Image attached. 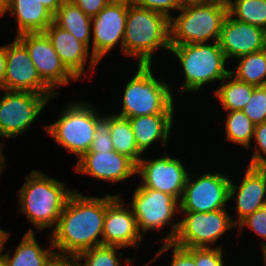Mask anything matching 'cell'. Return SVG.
<instances>
[{"instance_id": "1", "label": "cell", "mask_w": 266, "mask_h": 266, "mask_svg": "<svg viewBox=\"0 0 266 266\" xmlns=\"http://www.w3.org/2000/svg\"><path fill=\"white\" fill-rule=\"evenodd\" d=\"M105 211L106 195L89 197L75 190L49 234L54 249H58L56 255L76 257L85 250L103 245Z\"/></svg>"}, {"instance_id": "2", "label": "cell", "mask_w": 266, "mask_h": 266, "mask_svg": "<svg viewBox=\"0 0 266 266\" xmlns=\"http://www.w3.org/2000/svg\"><path fill=\"white\" fill-rule=\"evenodd\" d=\"M66 184L32 170L17 193L19 211L23 212L37 230L55 228L69 196L75 189Z\"/></svg>"}, {"instance_id": "3", "label": "cell", "mask_w": 266, "mask_h": 266, "mask_svg": "<svg viewBox=\"0 0 266 266\" xmlns=\"http://www.w3.org/2000/svg\"><path fill=\"white\" fill-rule=\"evenodd\" d=\"M170 19L131 2L125 25L123 53L138 58L137 65H152L153 53L170 51Z\"/></svg>"}, {"instance_id": "4", "label": "cell", "mask_w": 266, "mask_h": 266, "mask_svg": "<svg viewBox=\"0 0 266 266\" xmlns=\"http://www.w3.org/2000/svg\"><path fill=\"white\" fill-rule=\"evenodd\" d=\"M137 72L125 85L121 117L174 114V96L164 80L152 74V65H138Z\"/></svg>"}, {"instance_id": "5", "label": "cell", "mask_w": 266, "mask_h": 266, "mask_svg": "<svg viewBox=\"0 0 266 266\" xmlns=\"http://www.w3.org/2000/svg\"><path fill=\"white\" fill-rule=\"evenodd\" d=\"M170 53L179 60L185 75L178 93L200 92L203 85L216 80L221 82L230 73L218 42L171 45Z\"/></svg>"}, {"instance_id": "6", "label": "cell", "mask_w": 266, "mask_h": 266, "mask_svg": "<svg viewBox=\"0 0 266 266\" xmlns=\"http://www.w3.org/2000/svg\"><path fill=\"white\" fill-rule=\"evenodd\" d=\"M180 14L170 18V45L218 42L228 9L202 2H186Z\"/></svg>"}, {"instance_id": "7", "label": "cell", "mask_w": 266, "mask_h": 266, "mask_svg": "<svg viewBox=\"0 0 266 266\" xmlns=\"http://www.w3.org/2000/svg\"><path fill=\"white\" fill-rule=\"evenodd\" d=\"M64 108L55 123L45 125V132L79 159L89 151L95 136L96 120L101 115L83 101L72 102Z\"/></svg>"}, {"instance_id": "8", "label": "cell", "mask_w": 266, "mask_h": 266, "mask_svg": "<svg viewBox=\"0 0 266 266\" xmlns=\"http://www.w3.org/2000/svg\"><path fill=\"white\" fill-rule=\"evenodd\" d=\"M131 204L136 217L139 233L143 235L152 230H161L170 224L171 232L160 241L172 243L177 235L179 221L171 223L179 211V201L172 195L162 191L143 187L141 184L133 193ZM178 210V211H177ZM176 212V213H175Z\"/></svg>"}, {"instance_id": "9", "label": "cell", "mask_w": 266, "mask_h": 266, "mask_svg": "<svg viewBox=\"0 0 266 266\" xmlns=\"http://www.w3.org/2000/svg\"><path fill=\"white\" fill-rule=\"evenodd\" d=\"M184 212V218L179 220V228L172 244L180 248L211 247L210 244L233 227L236 220L229 215L227 209H218L210 212Z\"/></svg>"}, {"instance_id": "10", "label": "cell", "mask_w": 266, "mask_h": 266, "mask_svg": "<svg viewBox=\"0 0 266 266\" xmlns=\"http://www.w3.org/2000/svg\"><path fill=\"white\" fill-rule=\"evenodd\" d=\"M54 98L32 92L5 90L0 97V138H15L27 131Z\"/></svg>"}, {"instance_id": "11", "label": "cell", "mask_w": 266, "mask_h": 266, "mask_svg": "<svg viewBox=\"0 0 266 266\" xmlns=\"http://www.w3.org/2000/svg\"><path fill=\"white\" fill-rule=\"evenodd\" d=\"M195 177L196 175L190 173L187 177L179 201V211L210 212L226 209L231 179L220 172H209Z\"/></svg>"}, {"instance_id": "12", "label": "cell", "mask_w": 266, "mask_h": 266, "mask_svg": "<svg viewBox=\"0 0 266 266\" xmlns=\"http://www.w3.org/2000/svg\"><path fill=\"white\" fill-rule=\"evenodd\" d=\"M131 0H111L91 18L92 55L100 62L116 45L123 53L125 25Z\"/></svg>"}, {"instance_id": "13", "label": "cell", "mask_w": 266, "mask_h": 266, "mask_svg": "<svg viewBox=\"0 0 266 266\" xmlns=\"http://www.w3.org/2000/svg\"><path fill=\"white\" fill-rule=\"evenodd\" d=\"M20 91L57 97L40 77L26 47L15 37L6 45V73L3 91Z\"/></svg>"}, {"instance_id": "14", "label": "cell", "mask_w": 266, "mask_h": 266, "mask_svg": "<svg viewBox=\"0 0 266 266\" xmlns=\"http://www.w3.org/2000/svg\"><path fill=\"white\" fill-rule=\"evenodd\" d=\"M27 49L41 79L59 95L56 89L78 80L62 63L44 32L22 33L15 36Z\"/></svg>"}, {"instance_id": "15", "label": "cell", "mask_w": 266, "mask_h": 266, "mask_svg": "<svg viewBox=\"0 0 266 266\" xmlns=\"http://www.w3.org/2000/svg\"><path fill=\"white\" fill-rule=\"evenodd\" d=\"M136 175L142 177L143 187L170 194L180 201L189 171L183 166L182 160L165 153L152 160L142 157L137 164Z\"/></svg>"}, {"instance_id": "16", "label": "cell", "mask_w": 266, "mask_h": 266, "mask_svg": "<svg viewBox=\"0 0 266 266\" xmlns=\"http://www.w3.org/2000/svg\"><path fill=\"white\" fill-rule=\"evenodd\" d=\"M123 198L120 195L106 194V211L103 228V245L137 246L143 241L139 233L136 217L132 209L125 207Z\"/></svg>"}, {"instance_id": "17", "label": "cell", "mask_w": 266, "mask_h": 266, "mask_svg": "<svg viewBox=\"0 0 266 266\" xmlns=\"http://www.w3.org/2000/svg\"><path fill=\"white\" fill-rule=\"evenodd\" d=\"M137 165L114 151L86 152L77 161L75 171L109 182H121L136 175Z\"/></svg>"}, {"instance_id": "18", "label": "cell", "mask_w": 266, "mask_h": 266, "mask_svg": "<svg viewBox=\"0 0 266 266\" xmlns=\"http://www.w3.org/2000/svg\"><path fill=\"white\" fill-rule=\"evenodd\" d=\"M218 44L226 59L238 58L265 49L264 29L226 15Z\"/></svg>"}, {"instance_id": "19", "label": "cell", "mask_w": 266, "mask_h": 266, "mask_svg": "<svg viewBox=\"0 0 266 266\" xmlns=\"http://www.w3.org/2000/svg\"><path fill=\"white\" fill-rule=\"evenodd\" d=\"M52 43L53 48L59 55L65 67L77 78L85 75V62L89 58L90 69L94 70L97 63L95 57L89 52V47L75 38L72 33L57 26L52 22L44 31ZM91 54V55H90Z\"/></svg>"}, {"instance_id": "20", "label": "cell", "mask_w": 266, "mask_h": 266, "mask_svg": "<svg viewBox=\"0 0 266 266\" xmlns=\"http://www.w3.org/2000/svg\"><path fill=\"white\" fill-rule=\"evenodd\" d=\"M236 200V226L248 215L266 205V169L247 166L242 182L230 181L229 201Z\"/></svg>"}, {"instance_id": "21", "label": "cell", "mask_w": 266, "mask_h": 266, "mask_svg": "<svg viewBox=\"0 0 266 266\" xmlns=\"http://www.w3.org/2000/svg\"><path fill=\"white\" fill-rule=\"evenodd\" d=\"M138 149L144 153L157 140L167 146L174 114H154L128 118Z\"/></svg>"}, {"instance_id": "22", "label": "cell", "mask_w": 266, "mask_h": 266, "mask_svg": "<svg viewBox=\"0 0 266 266\" xmlns=\"http://www.w3.org/2000/svg\"><path fill=\"white\" fill-rule=\"evenodd\" d=\"M6 12L16 17V36L44 32L53 22V14L38 0H10Z\"/></svg>"}, {"instance_id": "23", "label": "cell", "mask_w": 266, "mask_h": 266, "mask_svg": "<svg viewBox=\"0 0 266 266\" xmlns=\"http://www.w3.org/2000/svg\"><path fill=\"white\" fill-rule=\"evenodd\" d=\"M49 239L48 249H43L37 243L35 233L30 228L22 237V241L16 247L13 256H11L10 251L3 254L2 250L6 266H48L56 256L51 237Z\"/></svg>"}, {"instance_id": "24", "label": "cell", "mask_w": 266, "mask_h": 266, "mask_svg": "<svg viewBox=\"0 0 266 266\" xmlns=\"http://www.w3.org/2000/svg\"><path fill=\"white\" fill-rule=\"evenodd\" d=\"M53 22L72 33L82 43L90 47L91 17L87 16L78 6L66 0L53 15Z\"/></svg>"}, {"instance_id": "25", "label": "cell", "mask_w": 266, "mask_h": 266, "mask_svg": "<svg viewBox=\"0 0 266 266\" xmlns=\"http://www.w3.org/2000/svg\"><path fill=\"white\" fill-rule=\"evenodd\" d=\"M227 80V81H226ZM215 95L227 112L241 111L249 101L256 86L237 80L230 73L221 81Z\"/></svg>"}, {"instance_id": "26", "label": "cell", "mask_w": 266, "mask_h": 266, "mask_svg": "<svg viewBox=\"0 0 266 266\" xmlns=\"http://www.w3.org/2000/svg\"><path fill=\"white\" fill-rule=\"evenodd\" d=\"M110 136L114 150L137 165L143 153L138 149L129 119L110 115Z\"/></svg>"}, {"instance_id": "27", "label": "cell", "mask_w": 266, "mask_h": 266, "mask_svg": "<svg viewBox=\"0 0 266 266\" xmlns=\"http://www.w3.org/2000/svg\"><path fill=\"white\" fill-rule=\"evenodd\" d=\"M239 64L230 74L254 86H266V49L238 57Z\"/></svg>"}, {"instance_id": "28", "label": "cell", "mask_w": 266, "mask_h": 266, "mask_svg": "<svg viewBox=\"0 0 266 266\" xmlns=\"http://www.w3.org/2000/svg\"><path fill=\"white\" fill-rule=\"evenodd\" d=\"M228 14L237 21L266 28V0H233Z\"/></svg>"}, {"instance_id": "29", "label": "cell", "mask_w": 266, "mask_h": 266, "mask_svg": "<svg viewBox=\"0 0 266 266\" xmlns=\"http://www.w3.org/2000/svg\"><path fill=\"white\" fill-rule=\"evenodd\" d=\"M225 120V133L227 140L250 149L255 124L242 110L227 112Z\"/></svg>"}, {"instance_id": "30", "label": "cell", "mask_w": 266, "mask_h": 266, "mask_svg": "<svg viewBox=\"0 0 266 266\" xmlns=\"http://www.w3.org/2000/svg\"><path fill=\"white\" fill-rule=\"evenodd\" d=\"M120 248L119 246L99 245L79 253L76 258L80 266H120V260L117 257V250ZM82 260L84 263H80Z\"/></svg>"}, {"instance_id": "31", "label": "cell", "mask_w": 266, "mask_h": 266, "mask_svg": "<svg viewBox=\"0 0 266 266\" xmlns=\"http://www.w3.org/2000/svg\"><path fill=\"white\" fill-rule=\"evenodd\" d=\"M242 111L255 125L266 122V86L255 87Z\"/></svg>"}, {"instance_id": "32", "label": "cell", "mask_w": 266, "mask_h": 266, "mask_svg": "<svg viewBox=\"0 0 266 266\" xmlns=\"http://www.w3.org/2000/svg\"><path fill=\"white\" fill-rule=\"evenodd\" d=\"M114 151L110 136V115H101L96 120L95 136L88 152Z\"/></svg>"}, {"instance_id": "33", "label": "cell", "mask_w": 266, "mask_h": 266, "mask_svg": "<svg viewBox=\"0 0 266 266\" xmlns=\"http://www.w3.org/2000/svg\"><path fill=\"white\" fill-rule=\"evenodd\" d=\"M195 260L196 266H225L222 245L185 249Z\"/></svg>"}, {"instance_id": "34", "label": "cell", "mask_w": 266, "mask_h": 266, "mask_svg": "<svg viewBox=\"0 0 266 266\" xmlns=\"http://www.w3.org/2000/svg\"><path fill=\"white\" fill-rule=\"evenodd\" d=\"M253 139L256 141L255 152L248 166L266 169V122L255 125Z\"/></svg>"}, {"instance_id": "35", "label": "cell", "mask_w": 266, "mask_h": 266, "mask_svg": "<svg viewBox=\"0 0 266 266\" xmlns=\"http://www.w3.org/2000/svg\"><path fill=\"white\" fill-rule=\"evenodd\" d=\"M239 228L238 234L242 232V229L246 226L250 228L251 231H254L259 237L265 241L261 242L263 244L266 242V205L254 213L248 215L244 218L238 225Z\"/></svg>"}, {"instance_id": "36", "label": "cell", "mask_w": 266, "mask_h": 266, "mask_svg": "<svg viewBox=\"0 0 266 266\" xmlns=\"http://www.w3.org/2000/svg\"><path fill=\"white\" fill-rule=\"evenodd\" d=\"M135 5L150 9L152 11L164 14L167 18H171V10H180L184 5V0H131Z\"/></svg>"}, {"instance_id": "37", "label": "cell", "mask_w": 266, "mask_h": 266, "mask_svg": "<svg viewBox=\"0 0 266 266\" xmlns=\"http://www.w3.org/2000/svg\"><path fill=\"white\" fill-rule=\"evenodd\" d=\"M171 248H173V256L170 266H196L194 258L184 248L177 247L172 243H164L161 249L158 250L154 258H152L148 264Z\"/></svg>"}, {"instance_id": "38", "label": "cell", "mask_w": 266, "mask_h": 266, "mask_svg": "<svg viewBox=\"0 0 266 266\" xmlns=\"http://www.w3.org/2000/svg\"><path fill=\"white\" fill-rule=\"evenodd\" d=\"M87 16H96L111 0H70Z\"/></svg>"}, {"instance_id": "39", "label": "cell", "mask_w": 266, "mask_h": 266, "mask_svg": "<svg viewBox=\"0 0 266 266\" xmlns=\"http://www.w3.org/2000/svg\"><path fill=\"white\" fill-rule=\"evenodd\" d=\"M48 266H80L76 257L55 256Z\"/></svg>"}, {"instance_id": "40", "label": "cell", "mask_w": 266, "mask_h": 266, "mask_svg": "<svg viewBox=\"0 0 266 266\" xmlns=\"http://www.w3.org/2000/svg\"><path fill=\"white\" fill-rule=\"evenodd\" d=\"M6 73V45L0 47V90H3Z\"/></svg>"}, {"instance_id": "41", "label": "cell", "mask_w": 266, "mask_h": 266, "mask_svg": "<svg viewBox=\"0 0 266 266\" xmlns=\"http://www.w3.org/2000/svg\"><path fill=\"white\" fill-rule=\"evenodd\" d=\"M42 3L53 15L59 9V7L66 1V0H38Z\"/></svg>"}, {"instance_id": "42", "label": "cell", "mask_w": 266, "mask_h": 266, "mask_svg": "<svg viewBox=\"0 0 266 266\" xmlns=\"http://www.w3.org/2000/svg\"><path fill=\"white\" fill-rule=\"evenodd\" d=\"M233 0H203V3L217 4L229 8Z\"/></svg>"}, {"instance_id": "43", "label": "cell", "mask_w": 266, "mask_h": 266, "mask_svg": "<svg viewBox=\"0 0 266 266\" xmlns=\"http://www.w3.org/2000/svg\"><path fill=\"white\" fill-rule=\"evenodd\" d=\"M9 239V233L0 228V255L2 254V250H4L5 242Z\"/></svg>"}, {"instance_id": "44", "label": "cell", "mask_w": 266, "mask_h": 266, "mask_svg": "<svg viewBox=\"0 0 266 266\" xmlns=\"http://www.w3.org/2000/svg\"><path fill=\"white\" fill-rule=\"evenodd\" d=\"M10 0H0V16H4L6 14V10L9 6Z\"/></svg>"}, {"instance_id": "45", "label": "cell", "mask_w": 266, "mask_h": 266, "mask_svg": "<svg viewBox=\"0 0 266 266\" xmlns=\"http://www.w3.org/2000/svg\"><path fill=\"white\" fill-rule=\"evenodd\" d=\"M3 144H2V141H0V174L1 172L3 171V168L5 167V156L3 155Z\"/></svg>"}, {"instance_id": "46", "label": "cell", "mask_w": 266, "mask_h": 266, "mask_svg": "<svg viewBox=\"0 0 266 266\" xmlns=\"http://www.w3.org/2000/svg\"><path fill=\"white\" fill-rule=\"evenodd\" d=\"M262 252H263V259H264V265L266 266V242H264L263 244L260 245Z\"/></svg>"}, {"instance_id": "47", "label": "cell", "mask_w": 266, "mask_h": 266, "mask_svg": "<svg viewBox=\"0 0 266 266\" xmlns=\"http://www.w3.org/2000/svg\"><path fill=\"white\" fill-rule=\"evenodd\" d=\"M0 266H6V262L2 254L0 255Z\"/></svg>"}, {"instance_id": "48", "label": "cell", "mask_w": 266, "mask_h": 266, "mask_svg": "<svg viewBox=\"0 0 266 266\" xmlns=\"http://www.w3.org/2000/svg\"><path fill=\"white\" fill-rule=\"evenodd\" d=\"M185 2H202L203 3V0H184Z\"/></svg>"}, {"instance_id": "49", "label": "cell", "mask_w": 266, "mask_h": 266, "mask_svg": "<svg viewBox=\"0 0 266 266\" xmlns=\"http://www.w3.org/2000/svg\"><path fill=\"white\" fill-rule=\"evenodd\" d=\"M265 49H266V28L264 29Z\"/></svg>"}]
</instances>
